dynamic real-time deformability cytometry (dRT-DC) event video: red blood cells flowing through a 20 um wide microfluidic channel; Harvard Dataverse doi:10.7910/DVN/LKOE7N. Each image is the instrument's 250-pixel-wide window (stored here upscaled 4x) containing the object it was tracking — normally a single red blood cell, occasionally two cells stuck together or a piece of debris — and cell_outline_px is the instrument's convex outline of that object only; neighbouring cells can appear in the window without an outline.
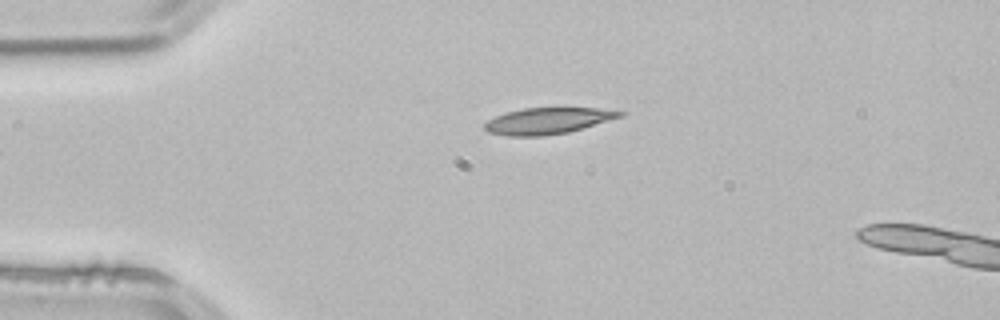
{"species": "common noctule bat (a hibernating species)", "species_latin": "Nyctalus noctula", "temperature_condition": "room temperature", "stored_images_in_passage": 1, "camera_frame_rate_fps": 3000, "um_per_image_px": 0.085, "animal": {"sex": "male", "body_mass_g": 21.5, "forearm_length_mm": 52.0}, "frame": {"image": 1, "passage_image": 1, "time_ms": 0.0, "image_size_px": [1000, 320], "cell_outline_px": [[628, 112], [624, 116], [568, 132], [544, 136], [508, 136], [488, 132], [484, 128], [484, 124], [488, 120], [504, 112], [524, 108], [556, 104], [596, 108]], "centroid_in_image_um": [46.61, 10.21], "position_along_channel_um": 38.4, "area_um2": 21.79}}